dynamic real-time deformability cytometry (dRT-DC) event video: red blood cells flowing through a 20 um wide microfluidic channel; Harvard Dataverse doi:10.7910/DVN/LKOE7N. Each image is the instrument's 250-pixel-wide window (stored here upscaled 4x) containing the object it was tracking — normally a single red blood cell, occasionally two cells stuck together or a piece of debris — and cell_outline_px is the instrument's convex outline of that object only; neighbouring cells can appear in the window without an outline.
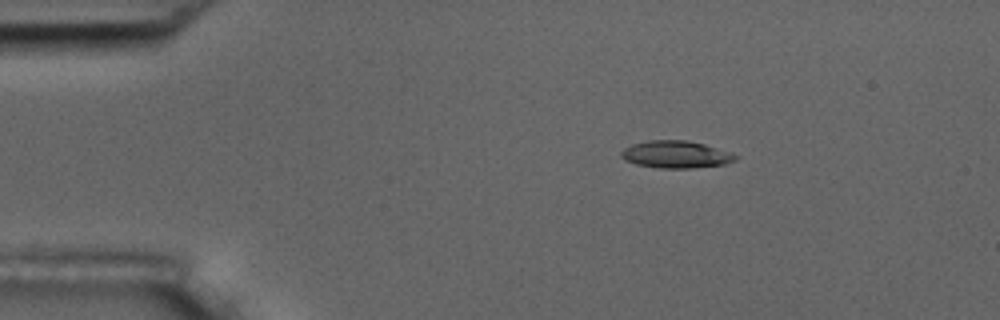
{"species": "common noctule bat (a hibernating species)", "species_latin": "Nyctalus noctula", "temperature_condition": "room temperature", "stored_images_in_passage": 4, "camera_frame_rate_fps": 3000, "um_per_image_px": 0.085, "animal": {"sex": "male", "body_mass_g": 17.5, "forearm_length_mm": 52.3}, "frame": {"image": 1, "passage_image": 2, "time_ms": 0.333, "image_size_px": [1000, 320], "cell_outline_px": [[740, 156], [736, 160], [724, 164], [692, 168], [660, 168], [636, 164], [624, 160], [620, 156], [620, 152], [624, 148], [632, 144], [648, 140], [688, 140], [704, 144]], "centroid_in_image_um": [57.42, 13.12], "position_along_channel_um": 27.6, "area_um2": 18.15}}